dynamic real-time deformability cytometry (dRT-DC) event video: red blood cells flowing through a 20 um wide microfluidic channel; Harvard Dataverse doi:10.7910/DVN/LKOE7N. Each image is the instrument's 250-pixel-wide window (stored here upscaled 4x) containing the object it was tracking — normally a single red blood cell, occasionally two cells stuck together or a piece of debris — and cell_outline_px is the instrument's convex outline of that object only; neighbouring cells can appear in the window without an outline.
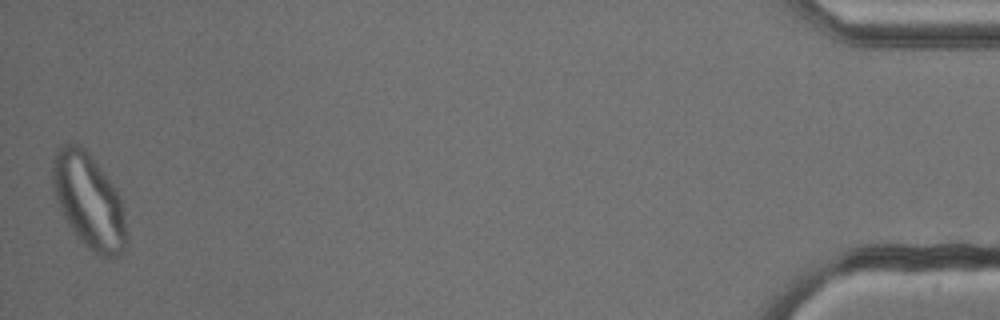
{"species": "common noctule bat (a hibernating species)", "species_latin": "Nyctalus noctula", "temperature_condition": "cold", "stored_images_in_passage": 54, "camera_frame_rate_fps": 3000, "um_per_image_px": 0.085, "animal": {"sex": "male", "body_mass_g": 13.3}, "frame": {"image": 1, "passage_image": 54, "time_ms": 17.667, "image_size_px": [1000, 320], "cell_outline_px": [[128, 244], [116, 260], [108, 260], [92, 252], [80, 240], [68, 224], [60, 208], [52, 188], [52, 160], [56, 148], [64, 144], [80, 144], [88, 152], [108, 176], [116, 188], [120, 196], [128, 236]], "centroid_in_image_um": [7.58, 17.12], "position_along_channel_um": 427.6, "area_um2": 41.5}}